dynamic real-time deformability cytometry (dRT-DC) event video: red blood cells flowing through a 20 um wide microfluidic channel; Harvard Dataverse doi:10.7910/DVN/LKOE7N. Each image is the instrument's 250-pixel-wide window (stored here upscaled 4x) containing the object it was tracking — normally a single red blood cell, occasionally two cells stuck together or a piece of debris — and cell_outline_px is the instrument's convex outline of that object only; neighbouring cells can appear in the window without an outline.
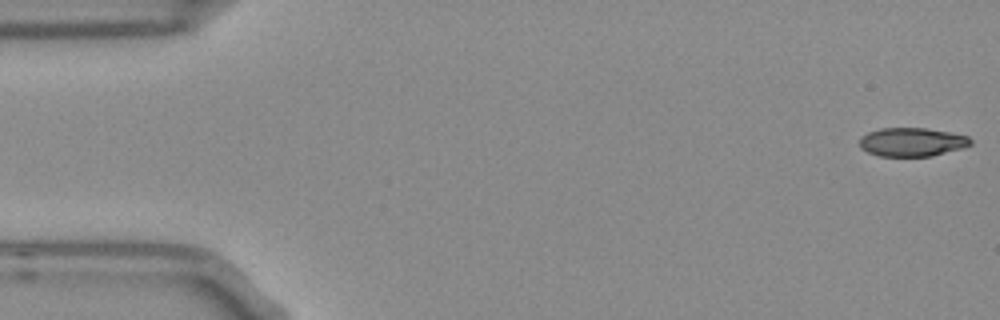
{"species": "Egyptian fruit bat (a non-hibernating species)", "species_latin": "Rousettus aegyptiacus", "temperature_condition": "room temperature", "stored_images_in_passage": 53, "camera_frame_rate_fps": 3000, "um_per_image_px": 0.085, "frame": {"image": 1, "passage_image": 1, "time_ms": 0.0, "image_size_px": [1000, 320], "cell_outline_px": [[972, 144], [964, 148], [932, 156], [880, 156], [868, 152], [860, 148], [860, 136], [868, 132], [880, 128], [928, 128], [968, 136], [972, 140]], "centroid_in_image_um": [77.53, 12.07], "position_along_channel_um": 7.5, "area_um2": 18.67}}
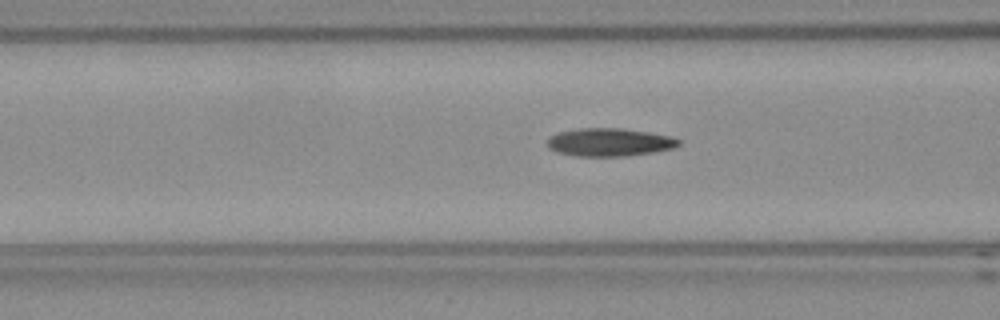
{"frame": {"image": 2, "passage_image": 20, "time_ms": 6.333, "image_size_px": [1000, 320], "cell_outline_px": [[680, 144], [672, 148], [652, 152], [624, 156], [580, 156], [556, 152], [548, 148], [548, 136], [560, 132], [580, 128], [620, 128], [648, 132], [672, 136], [680, 140]], "centroid_in_image_um": [51.79, 12.08], "position_along_channel_um": 114.8, "area_um2": 21.33}}
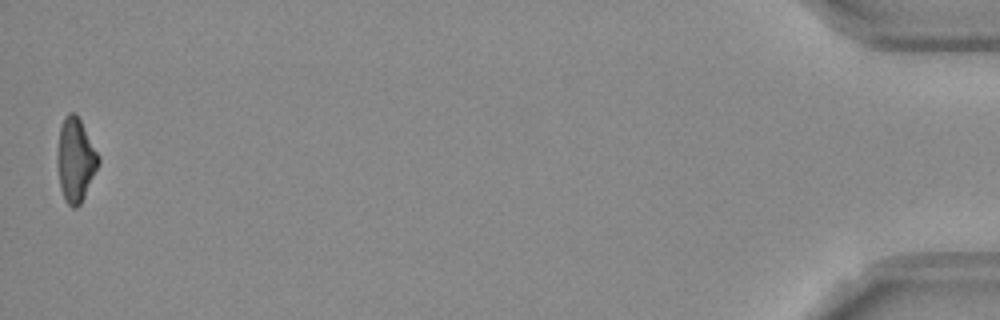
{"frame": {"image": 3, "passage_image": 53, "time_ms": 17.333, "image_size_px": [1000, 320], "cell_outline_px": [[100, 164], [80, 204], [76, 208], [72, 208], [68, 204], [60, 188], [60, 128], [64, 116], [68, 112], [76, 112], [100, 156]], "centroid_in_image_um": [6.49, 13.57], "position_along_channel_um": 428.7, "area_um2": 19.31}, "authors_computed_cell_mechanics": {"area_um2": 20.5768, "velocity_mm_per_s": 3.7592, "shape_relaxation_time_tau1_ms": 9.8322, "shape_relaxation_time_tau2_ms": 4.7103, "deformation_change_tau1": 0.2426, "deformation_change_tau2": 0.1322}}